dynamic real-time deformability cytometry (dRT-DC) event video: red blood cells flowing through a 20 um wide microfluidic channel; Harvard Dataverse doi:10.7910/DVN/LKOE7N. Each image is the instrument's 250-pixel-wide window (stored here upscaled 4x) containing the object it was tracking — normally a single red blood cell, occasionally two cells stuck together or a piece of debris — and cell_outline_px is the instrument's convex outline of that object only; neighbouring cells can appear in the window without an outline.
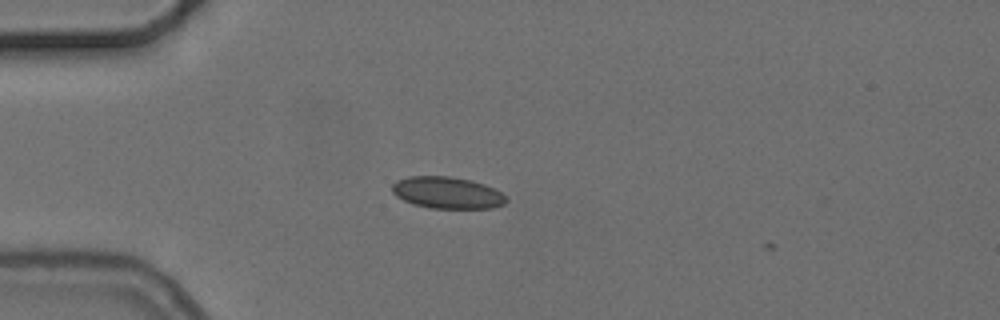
{"species": "common noctule bat (a hibernating species)", "species_latin": "Nyctalus noctula", "temperature_condition": "cold", "stored_images_in_passage": 2, "camera_frame_rate_fps": 3000, "um_per_image_px": 0.085, "animal": {"sex": "female", "body_mass_g": 24.6, "forearm_length_mm": 56.2}, "frame": {"image": 1, "passage_image": 1, "time_ms": 0.0, "image_size_px": [1000, 320], "cell_outline_px": [[508, 200], [504, 204], [492, 208], [428, 208], [412, 204], [396, 196], [392, 192], [392, 184], [396, 180], [408, 176], [448, 176], [472, 180], [484, 184], [500, 192]], "centroid_in_image_um": [37.98, 16.38], "position_along_channel_um": 47.0, "area_um2": 21.15}}